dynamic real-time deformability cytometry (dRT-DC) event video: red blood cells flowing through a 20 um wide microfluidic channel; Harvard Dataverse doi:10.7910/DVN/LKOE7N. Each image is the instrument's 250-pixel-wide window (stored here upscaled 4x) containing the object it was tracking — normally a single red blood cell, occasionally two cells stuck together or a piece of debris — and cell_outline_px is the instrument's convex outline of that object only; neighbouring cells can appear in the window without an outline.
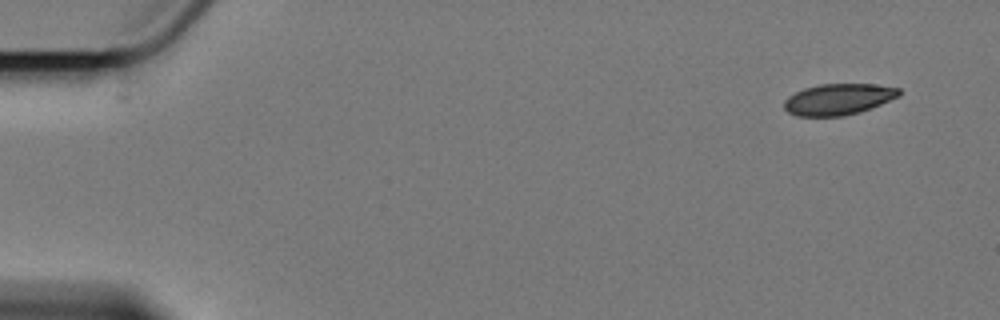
{"species": "Egyptian fruit bat (a non-hibernating species)", "species_latin": "Rousettus aegyptiacus", "temperature_condition": "cold", "stored_images_in_passage": 4, "camera_frame_rate_fps": 3000, "um_per_image_px": 0.085, "animal": {"sex": "female"}, "frame": {"image": 1, "passage_image": 1, "time_ms": 0.0, "image_size_px": [1000, 320], "cell_outline_px": [[900, 96], [860, 112], [844, 116], [796, 116], [788, 112], [784, 108], [784, 100], [788, 96], [804, 88], [820, 84], [876, 84], [900, 88]], "centroid_in_image_um": [71.25, 8.43], "position_along_channel_um": 13.7, "area_um2": 20.92}}